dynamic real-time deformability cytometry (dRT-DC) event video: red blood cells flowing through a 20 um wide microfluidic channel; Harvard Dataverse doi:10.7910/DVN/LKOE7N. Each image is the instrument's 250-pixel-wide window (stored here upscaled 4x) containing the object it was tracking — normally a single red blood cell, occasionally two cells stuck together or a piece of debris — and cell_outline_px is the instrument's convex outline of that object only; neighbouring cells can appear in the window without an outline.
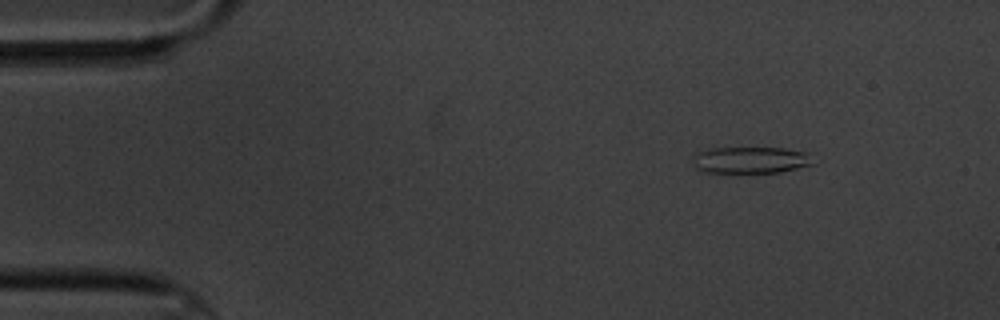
{"species": "common noctule bat (a hibernating species)", "species_latin": "Nyctalus noctula", "temperature_condition": "cold", "stored_images_in_passage": 6, "camera_frame_rate_fps": 3000, "um_per_image_px": 0.085, "animal": {"sex": "male", "body_mass_g": 20.1, "forearm_length_mm": 53.5}, "frame": {"image": 1, "passage_image": 1, "time_ms": 0.0, "image_size_px": [1000, 320], "cell_outline_px": [[816, 164], [780, 172], [700, 172], [696, 168], [692, 156], [696, 152], [708, 148], [784, 148], [808, 152]], "centroid_in_image_um": [63.81, 13.59], "position_along_channel_um": 21.2, "area_um2": 18.84}}
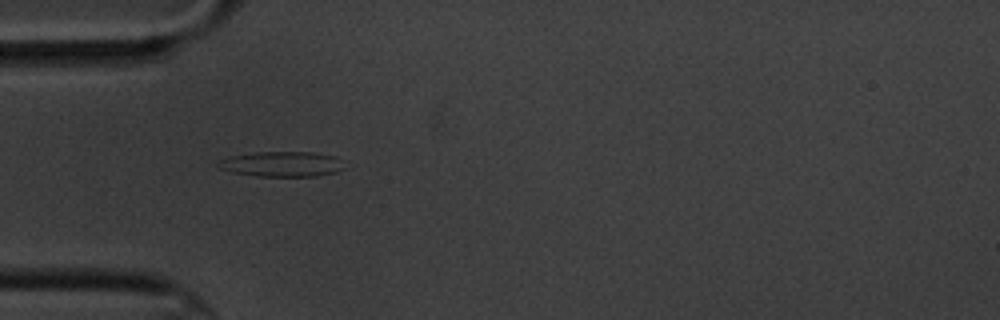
{"frame": {"image": 2, "passage_image": 4, "time_ms": 3.333, "image_size_px": [1000, 320], "cell_outline_px": [[344, 168], [336, 172], [316, 176], [256, 176], [232, 172], [220, 168], [216, 164], [220, 160], [228, 156], [252, 152], [312, 152], [336, 156]], "centroid_in_image_um": [23.92, 13.94], "position_along_channel_um": 61.1, "area_um2": 18.5}}
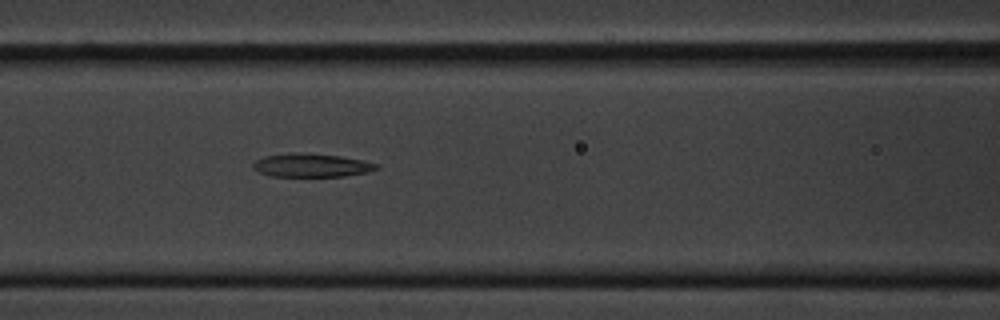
{"frame": {"image": 3, "passage_image": 6, "time_ms": 5.667, "image_size_px": [1000, 320], "cell_outline_px": [[380, 168], [368, 172], [344, 176], [272, 176], [260, 172], [252, 168], [252, 164], [256, 160], [264, 156], [288, 152], [296, 152], [340, 156], [360, 160], [376, 164]], "centroid_in_image_um": [26.43, 14.04], "position_along_channel_um": 140.2, "area_um2": 16.76}}